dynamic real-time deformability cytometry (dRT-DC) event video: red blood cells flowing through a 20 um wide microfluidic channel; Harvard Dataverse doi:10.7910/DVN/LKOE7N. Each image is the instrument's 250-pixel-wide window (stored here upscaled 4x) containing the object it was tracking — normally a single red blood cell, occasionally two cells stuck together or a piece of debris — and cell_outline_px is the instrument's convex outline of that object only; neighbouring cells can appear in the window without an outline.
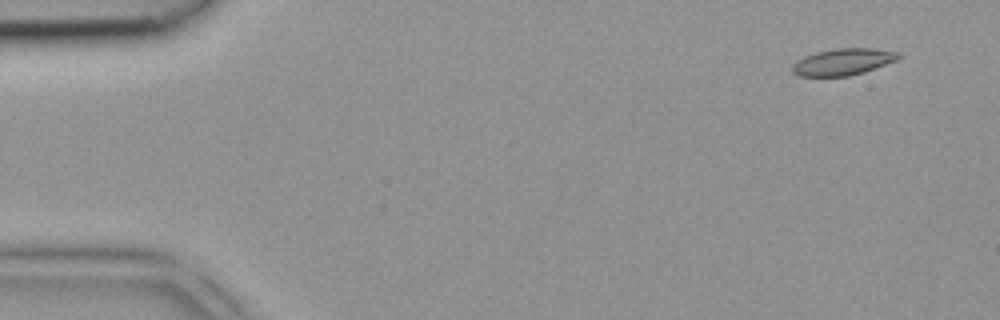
{"species": "common noctule bat (a hibernating species)", "species_latin": "Nyctalus noctula", "temperature_condition": "room temperature", "stored_images_in_passage": 1, "camera_frame_rate_fps": 3000, "um_per_image_px": 0.085, "animal": {"sex": "female", "body_mass_g": 18.4}, "frame": {"image": 1, "passage_image": 1, "time_ms": 0.0, "image_size_px": [1000, 320], "cell_outline_px": [[900, 56], [896, 60], [876, 68], [864, 72], [848, 76], [800, 76], [792, 72], [792, 64], [804, 56], [816, 52], [836, 48], [872, 48], [900, 52]], "centroid_in_image_um": [71.65, 5.25], "position_along_channel_um": 13.3, "area_um2": 16.47}}